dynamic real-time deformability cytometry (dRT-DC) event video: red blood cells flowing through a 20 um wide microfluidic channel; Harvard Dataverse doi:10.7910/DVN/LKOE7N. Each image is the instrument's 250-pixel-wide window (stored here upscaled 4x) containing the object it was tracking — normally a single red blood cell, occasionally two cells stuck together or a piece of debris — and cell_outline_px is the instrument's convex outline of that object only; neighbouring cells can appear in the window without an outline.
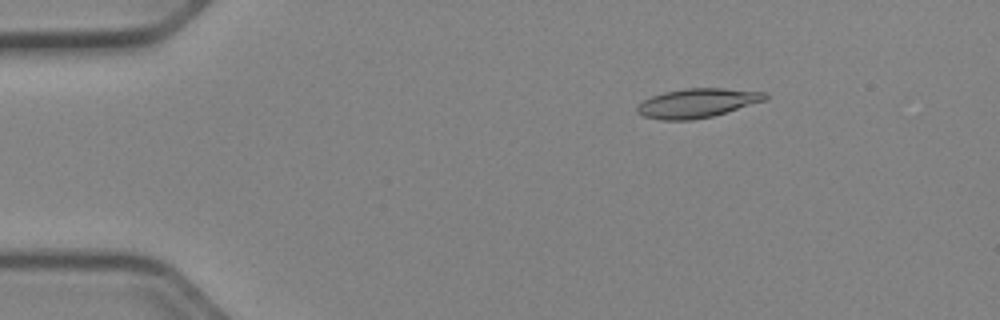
{"species": "Egyptian fruit bat (a non-hibernating species)", "species_latin": "Rousettus aegyptiacus", "temperature_condition": "cold", "stored_images_in_passage": 51, "camera_frame_rate_fps": 3000, "um_per_image_px": 0.085, "animal": {"sex": "female"}, "frame": {"image": 1, "passage_image": 8, "time_ms": 2.333, "image_size_px": [1000, 320], "cell_outline_px": [[768, 100], [712, 116], [692, 120], [660, 120], [644, 116], [636, 112], [636, 108], [644, 100], [652, 96], [664, 92], [684, 88], [724, 88], [768, 92]], "centroid_in_image_um": [59.31, 8.75], "position_along_channel_um": 25.7, "area_um2": 21.85}}
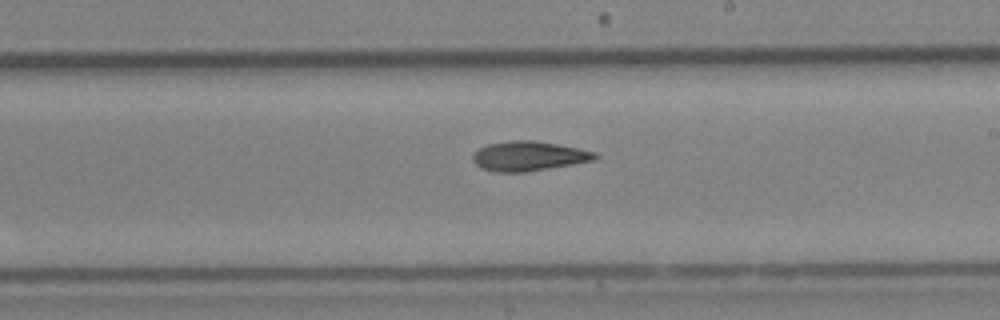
{"frame": {"image": 2, "passage_image": 30, "time_ms": 9.667, "image_size_px": [1000, 320], "cell_outline_px": [[600, 156], [596, 160], [528, 172], [496, 172], [480, 168], [472, 160], [472, 156], [480, 148], [488, 144], [512, 140], [532, 140], [556, 144], [596, 152]], "centroid_in_image_um": [44.95, 13.28], "position_along_channel_um": 244.0, "area_um2": 21.1}}
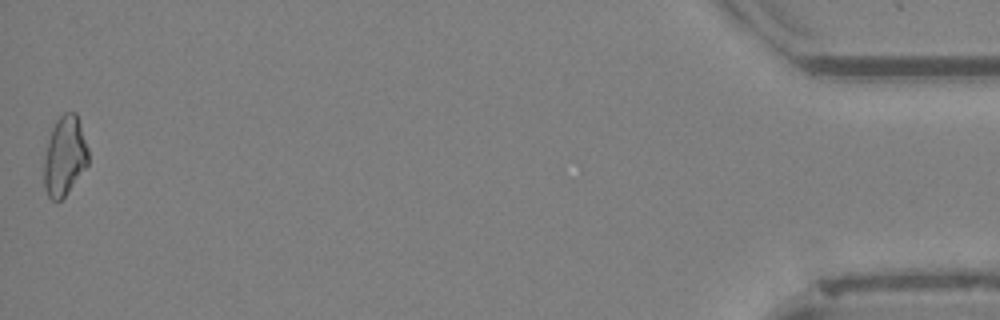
{"frame": {"image": 3, "passage_image": 51, "time_ms": 16.667, "image_size_px": [1000, 320], "cell_outline_px": [[88, 164], [64, 196], [60, 200], [52, 200], [48, 196], [44, 188], [44, 156], [48, 140], [52, 128], [56, 120], [64, 112], [76, 112], [88, 148]], "centroid_in_image_um": [5.48, 13.24], "position_along_channel_um": 429.7, "area_um2": 20.35}, "authors_computed_cell_mechanics": {"area_um2": 20.7502, "velocity_mm_per_s": 3.9711, "shape_relaxation_time_tau1_ms": null, "shape_relaxation_time_tau2_ms": 11.2508, "deformation_change_tau1": null, "deformation_change_tau2": 0.2312}}